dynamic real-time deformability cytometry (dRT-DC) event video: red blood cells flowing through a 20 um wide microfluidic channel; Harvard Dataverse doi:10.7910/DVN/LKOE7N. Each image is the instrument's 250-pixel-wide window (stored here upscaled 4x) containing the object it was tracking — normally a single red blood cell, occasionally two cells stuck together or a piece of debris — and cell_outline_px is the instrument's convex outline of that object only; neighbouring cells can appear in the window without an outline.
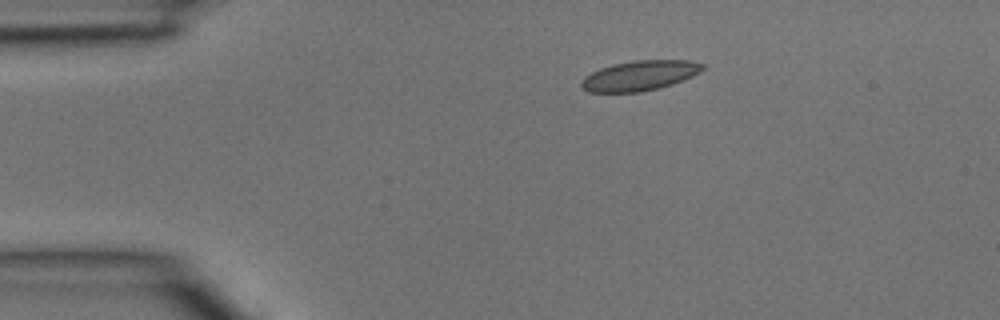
{"species": "common noctule bat (a hibernating species)", "species_latin": "Nyctalus noctula", "temperature_condition": "room temperature", "stored_images_in_passage": 2, "camera_frame_rate_fps": 3000, "um_per_image_px": 0.085, "animal": {"sex": "male", "body_mass_g": 15.6}, "frame": {"image": 1, "passage_image": 1, "time_ms": 0.0, "image_size_px": [1000, 320], "cell_outline_px": [[704, 68], [700, 72], [692, 76], [672, 84], [660, 88], [640, 92], [588, 92], [580, 84], [584, 76], [600, 68], [612, 64], [636, 60], [688, 60], [704, 64]], "centroid_in_image_um": [54.37, 6.42], "position_along_channel_um": 30.6, "area_um2": 21.15}}